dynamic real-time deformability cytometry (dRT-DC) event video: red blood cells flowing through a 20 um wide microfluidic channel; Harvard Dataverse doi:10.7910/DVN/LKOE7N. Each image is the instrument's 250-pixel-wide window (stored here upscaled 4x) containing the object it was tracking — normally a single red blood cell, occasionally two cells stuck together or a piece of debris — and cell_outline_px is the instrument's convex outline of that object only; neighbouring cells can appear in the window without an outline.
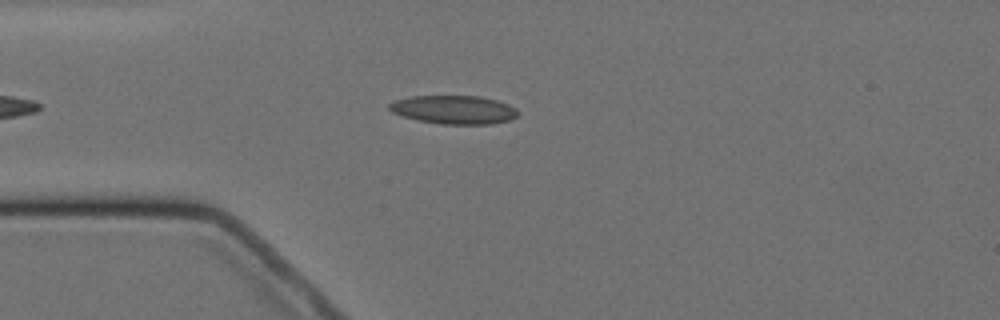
{"species": "Egyptian fruit bat (a non-hibernating species)", "species_latin": "Rousettus aegyptiacus", "temperature_condition": "cold", "stored_images_in_passage": 4, "camera_frame_rate_fps": 3000, "um_per_image_px": 0.085, "animal": {"sex": "female"}, "frame": {"image": 1, "passage_image": 4, "time_ms": 3.333, "image_size_px": [1000, 320], "cell_outline_px": [[520, 112], [512, 120], [492, 124], [440, 124], [416, 120], [392, 112], [388, 108], [388, 104], [396, 100], [408, 96], [480, 96], [496, 100], [508, 104], [516, 108]], "centroid_in_image_um": [38.6, 9.33], "position_along_channel_um": 46.4, "area_um2": 21.56}}